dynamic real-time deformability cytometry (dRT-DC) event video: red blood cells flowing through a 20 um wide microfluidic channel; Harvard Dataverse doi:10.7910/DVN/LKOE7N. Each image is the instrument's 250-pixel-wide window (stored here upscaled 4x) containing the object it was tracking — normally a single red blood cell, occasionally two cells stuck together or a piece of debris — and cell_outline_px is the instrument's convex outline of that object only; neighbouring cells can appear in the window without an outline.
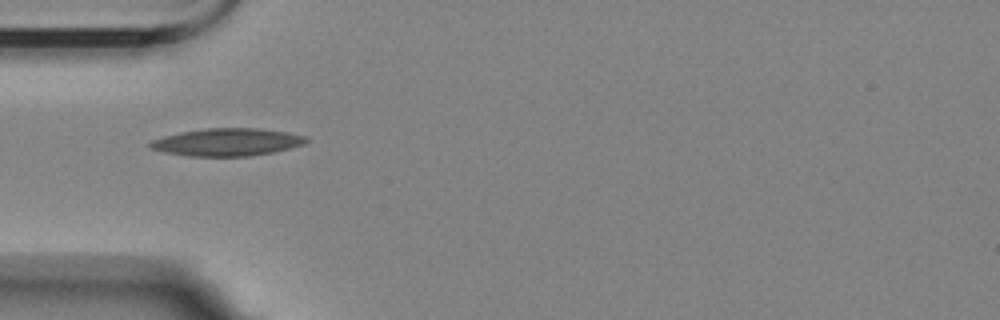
{"species": "Egyptian fruit bat (a non-hibernating species)", "species_latin": "Rousettus aegyptiacus", "temperature_condition": "room temperature", "stored_images_in_passage": 1, "camera_frame_rate_fps": 3000, "um_per_image_px": 0.085, "animal": {"sex": "female"}, "frame": {"image": 1, "passage_image": 1, "time_ms": 0.0, "image_size_px": [1000, 320], "cell_outline_px": [[308, 140], [304, 144], [272, 152], [248, 156], [188, 156], [164, 152], [148, 148], [148, 144], [152, 140], [164, 136], [180, 132], [204, 128], [260, 128], [288, 132], [304, 136]], "centroid_in_image_um": [19.26, 12.07], "position_along_channel_um": 65.7, "area_um2": 25.03}}